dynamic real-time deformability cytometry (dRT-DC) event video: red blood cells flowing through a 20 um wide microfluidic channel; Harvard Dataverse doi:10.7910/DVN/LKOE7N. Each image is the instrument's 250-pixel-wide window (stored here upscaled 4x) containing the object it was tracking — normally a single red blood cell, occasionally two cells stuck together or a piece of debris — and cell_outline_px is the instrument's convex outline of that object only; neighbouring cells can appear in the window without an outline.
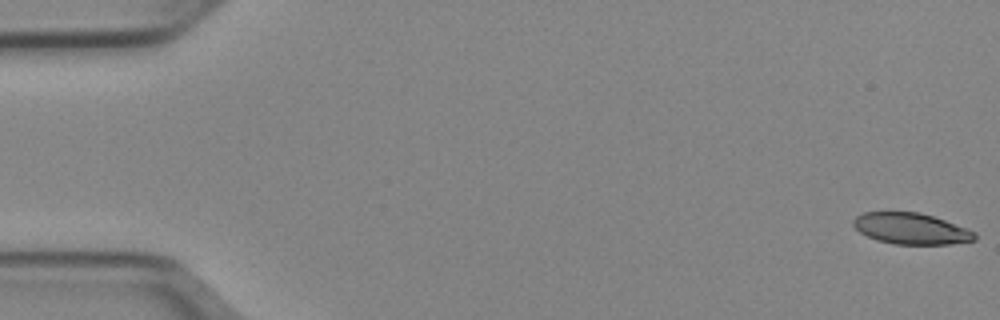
{"species": "Egyptian fruit bat (a non-hibernating species)", "species_latin": "Rousettus aegyptiacus", "temperature_condition": "cold", "stored_images_in_passage": 51, "camera_frame_rate_fps": 3000, "um_per_image_px": 0.085, "animal": {"sex": "female"}, "frame": {"image": 1, "passage_image": 1, "time_ms": 0.0, "image_size_px": [1000, 320], "cell_outline_px": [[976, 240], [948, 244], [892, 244], [876, 240], [860, 232], [852, 224], [852, 220], [856, 216], [864, 212], [920, 212], [944, 220], [976, 232]], "centroid_in_image_um": [77.42, 19.43], "position_along_channel_um": 7.6, "area_um2": 21.96}}
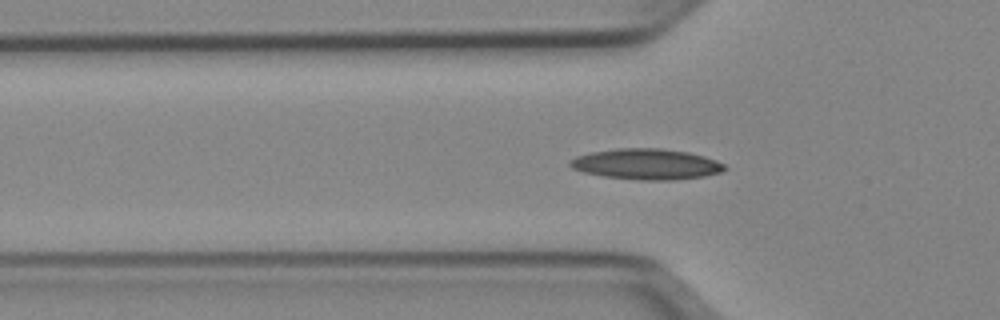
{"frame": {"image": 2, "passage_image": 17, "time_ms": 5.333, "image_size_px": [1000, 320], "cell_outline_px": [[728, 168], [720, 172], [704, 176], [672, 180], [640, 180], [604, 176], [584, 172], [572, 168], [568, 164], [568, 160], [576, 156], [588, 152], [616, 148], [660, 148], [688, 152], [704, 156], [716, 160], [724, 164]], "centroid_in_image_um": [54.92, 13.94], "position_along_channel_um": 70.9, "area_um2": 27.8}}
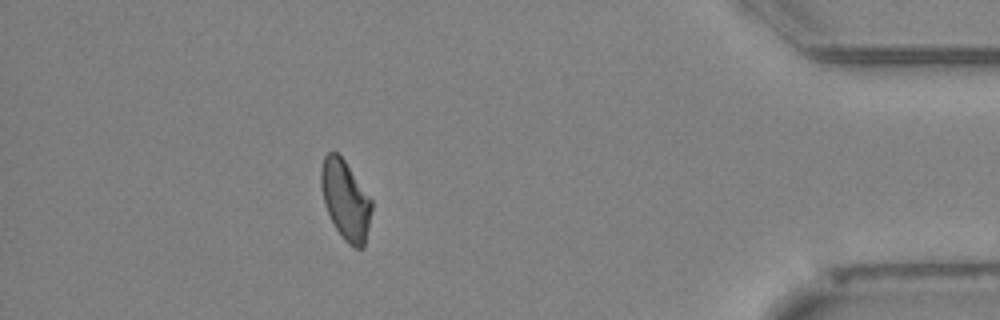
{"frame": {"image": 3, "passage_image": 46, "time_ms": 15.0, "image_size_px": [1000, 320], "cell_outline_px": [[372, 208], [364, 248], [352, 248], [344, 240], [336, 228], [324, 204], [320, 184], [320, 168], [324, 156], [328, 152], [336, 152], [344, 160], [372, 200]], "centroid_in_image_um": [29.35, 17.01], "position_along_channel_um": 405.8, "area_um2": 23.29}, "authors_computed_cell_mechanics": {"area_um2": 23.987, "velocity_mm_per_s": 3.9427, "shape_relaxation_time_tau1_ms": 7.9802, "shape_relaxation_time_tau2_ms": 3.4728, "deformation_change_tau1": 0.172, "deformation_change_tau2": 0.0946}}